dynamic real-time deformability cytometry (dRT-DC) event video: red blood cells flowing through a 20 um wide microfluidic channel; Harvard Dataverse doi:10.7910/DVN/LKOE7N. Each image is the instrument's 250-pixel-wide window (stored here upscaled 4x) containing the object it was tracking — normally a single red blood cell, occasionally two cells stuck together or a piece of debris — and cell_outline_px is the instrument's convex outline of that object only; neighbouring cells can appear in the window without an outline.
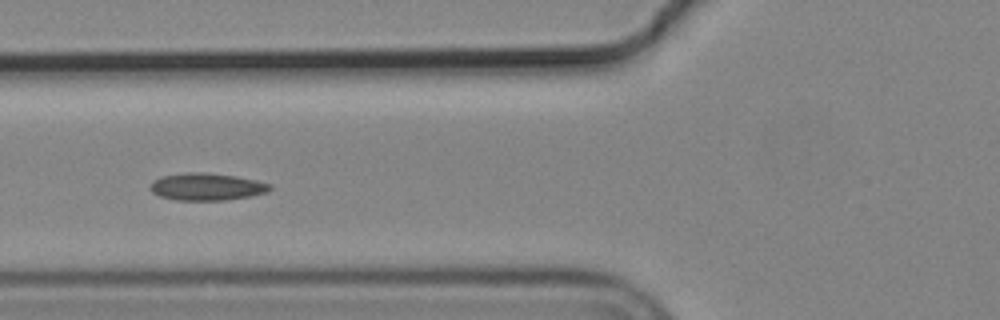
{"species": "common noctule bat (a hibernating species)", "species_latin": "Nyctalus noctula", "temperature_condition": "cold", "stored_images_in_passage": 19, "camera_frame_rate_fps": 3000, "um_per_image_px": 0.085, "animal": {"sex": "male", "body_mass_g": 19.2, "forearm_length_mm": 51.8}, "frame": {"image": 1, "passage_image": 6, "time_ms": 1.667, "image_size_px": [1000, 320], "cell_outline_px": [[272, 188], [268, 192], [248, 196], [224, 200], [176, 200], [160, 196], [152, 192], [148, 188], [152, 180], [160, 176], [184, 172], [208, 172], [236, 176], [256, 180], [272, 184]], "centroid_in_image_um": [17.53, 15.85], "position_along_channel_um": 108.3, "area_um2": 19.25}}
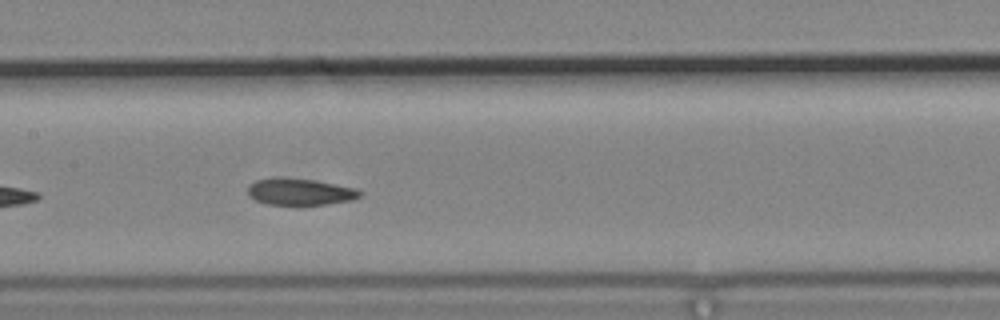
{"frame": {"image": 2, "passage_image": 12, "time_ms": 3.667, "image_size_px": [1000, 320], "cell_outline_px": [[364, 192], [360, 196], [352, 200], [328, 204], [296, 208], [264, 204], [248, 196], [248, 184], [256, 180], [280, 176], [312, 180], [356, 188]], "centroid_in_image_um": [25.45, 16.35], "position_along_channel_um": 181.9, "area_um2": 18.44}}
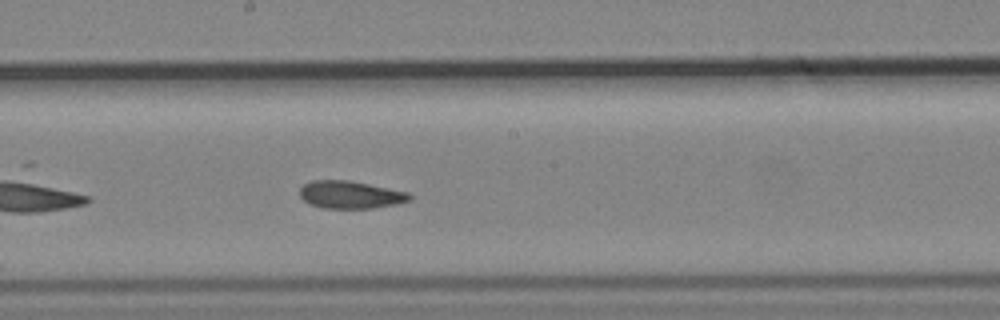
{"frame": {"image": 3, "passage_image": 15, "time_ms": 4.667, "image_size_px": [1000, 320], "cell_outline_px": [[412, 200], [396, 204], [372, 208], [324, 208], [312, 204], [304, 200], [300, 196], [300, 188], [304, 184], [312, 180], [348, 180], [408, 192], [412, 196]], "centroid_in_image_um": [29.8, 16.55], "position_along_channel_um": 218.4, "area_um2": 17.51}}